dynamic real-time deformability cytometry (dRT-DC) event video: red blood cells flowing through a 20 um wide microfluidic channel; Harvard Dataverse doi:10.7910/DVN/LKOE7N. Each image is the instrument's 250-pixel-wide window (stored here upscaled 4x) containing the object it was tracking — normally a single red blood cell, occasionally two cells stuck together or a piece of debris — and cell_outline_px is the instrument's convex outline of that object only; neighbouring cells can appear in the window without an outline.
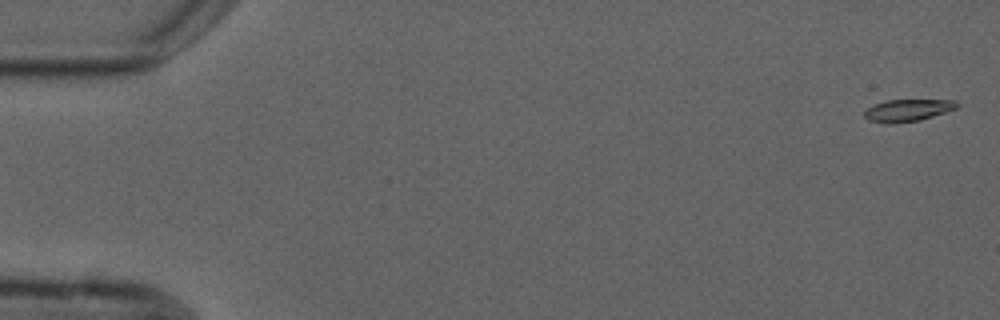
{"species": "common noctule bat (a hibernating species)", "species_latin": "Nyctalus noctula", "temperature_condition": "cold", "stored_images_in_passage": 3, "camera_frame_rate_fps": 3000, "um_per_image_px": 0.085, "animal": {"sex": "male", "forearm_length_mm": 52.5}, "frame": {"image": 1, "passage_image": 1, "time_ms": 0.0, "image_size_px": [1000, 320], "cell_outline_px": [[960, 104], [956, 108], [920, 120], [892, 124], [888, 124], [868, 120], [864, 116], [864, 112], [872, 104], [884, 100], [956, 100]], "centroid_in_image_um": [77.11, 9.37], "position_along_channel_um": 7.9, "area_um2": 11.96}}